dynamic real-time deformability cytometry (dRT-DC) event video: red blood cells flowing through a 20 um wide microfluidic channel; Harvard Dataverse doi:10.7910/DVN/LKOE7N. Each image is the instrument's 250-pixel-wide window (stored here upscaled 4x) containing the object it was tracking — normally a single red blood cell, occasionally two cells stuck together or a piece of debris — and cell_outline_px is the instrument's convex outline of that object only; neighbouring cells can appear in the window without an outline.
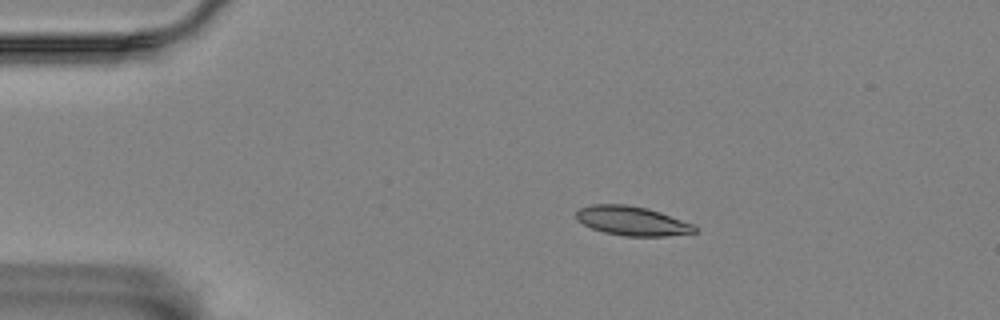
{"species": "Egyptian fruit bat (a non-hibernating species)", "species_latin": "Rousettus aegyptiacus", "temperature_condition": "room temperature", "stored_images_in_passage": 47, "camera_frame_rate_fps": 3000, "um_per_image_px": 0.085, "animal": {"sex": "female"}, "frame": {"image": 1, "passage_image": 1, "time_ms": 0.0, "image_size_px": [1000, 320], "cell_outline_px": [[696, 232], [668, 236], [624, 236], [604, 232], [592, 228], [576, 220], [576, 212], [580, 208], [592, 204], [624, 204], [648, 208], [660, 212], [692, 224], [696, 228]], "centroid_in_image_um": [53.7, 18.77], "position_along_channel_um": 31.3, "area_um2": 20.06}}
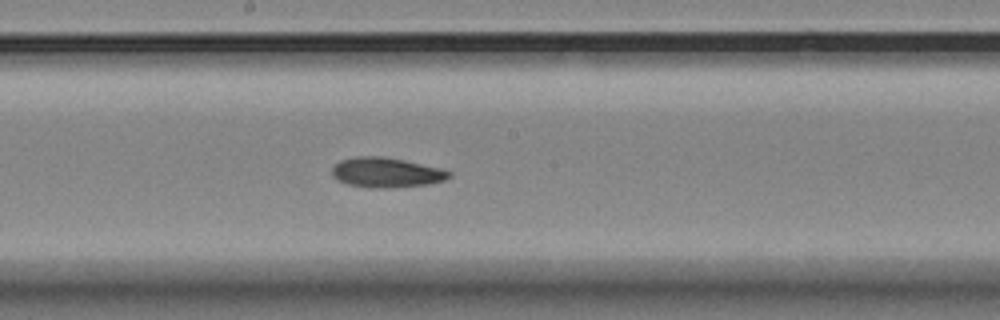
{"frame": {"image": 2, "passage_image": 21, "time_ms": 6.667, "image_size_px": [1000, 320], "cell_outline_px": [[452, 176], [444, 180], [428, 184], [396, 188], [372, 188], [348, 184], [336, 180], [332, 176], [332, 168], [340, 160], [356, 156], [380, 156], [404, 160], [440, 168], [452, 172]], "centroid_in_image_um": [32.83, 14.67], "position_along_channel_um": 215.4, "area_um2": 20.52}}
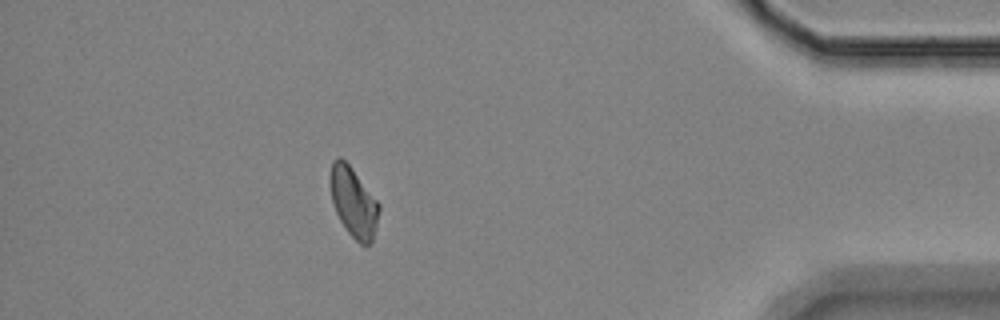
{"frame": {"image": 3, "passage_image": 41, "time_ms": 13.333, "image_size_px": [1000, 320], "cell_outline_px": [[380, 208], [372, 244], [360, 244], [348, 232], [340, 220], [336, 212], [332, 200], [332, 160], [340, 156], [352, 168], [380, 204]], "centroid_in_image_um": [30.09, 17.22], "position_along_channel_um": 405.1, "area_um2": 19.31}, "authors_computed_cell_mechanics": {"area_um2": 19.9988, "velocity_mm_per_s": 3.493, "shape_relaxation_time_tau1_ms": 10.3534, "shape_relaxation_time_tau2_ms": 2.977, "deformation_change_tau1": 0.2244, "deformation_change_tau2": 0.089}}